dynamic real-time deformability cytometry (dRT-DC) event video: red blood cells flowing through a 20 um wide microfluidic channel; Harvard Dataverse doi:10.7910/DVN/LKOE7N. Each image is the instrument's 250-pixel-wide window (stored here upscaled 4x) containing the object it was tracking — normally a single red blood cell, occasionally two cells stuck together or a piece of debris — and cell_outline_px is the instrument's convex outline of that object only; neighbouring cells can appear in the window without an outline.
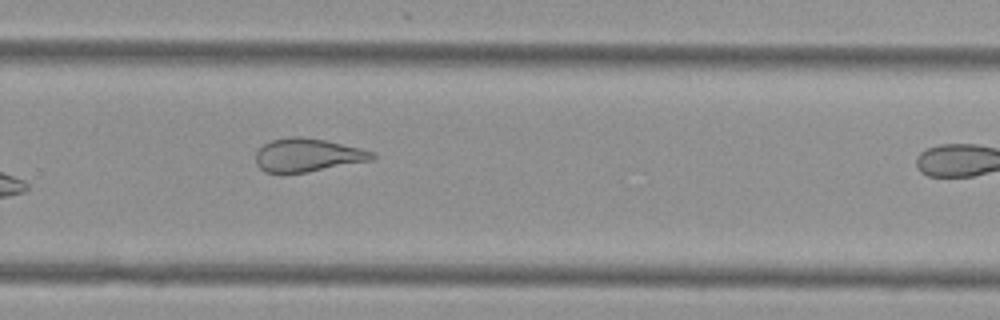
{"species": "Egyptian fruit bat (a non-hibernating species)", "species_latin": "Rousettus aegyptiacus", "temperature_condition": "cold", "stored_images_in_passage": 10, "camera_frame_rate_fps": 3000, "um_per_image_px": 0.085, "animal": {"sex": "female"}, "frame": {"image": 1, "passage_image": 9, "time_ms": 2.667, "image_size_px": [1000, 320], "cell_outline_px": [[376, 156], [372, 160], [308, 172], [264, 172], [256, 164], [256, 152], [264, 144], [272, 140], [292, 136], [296, 136], [324, 140], [360, 148], [376, 152]], "centroid_in_image_um": [26.16, 13.18], "position_along_channel_um": 303.6, "area_um2": 22.37}}